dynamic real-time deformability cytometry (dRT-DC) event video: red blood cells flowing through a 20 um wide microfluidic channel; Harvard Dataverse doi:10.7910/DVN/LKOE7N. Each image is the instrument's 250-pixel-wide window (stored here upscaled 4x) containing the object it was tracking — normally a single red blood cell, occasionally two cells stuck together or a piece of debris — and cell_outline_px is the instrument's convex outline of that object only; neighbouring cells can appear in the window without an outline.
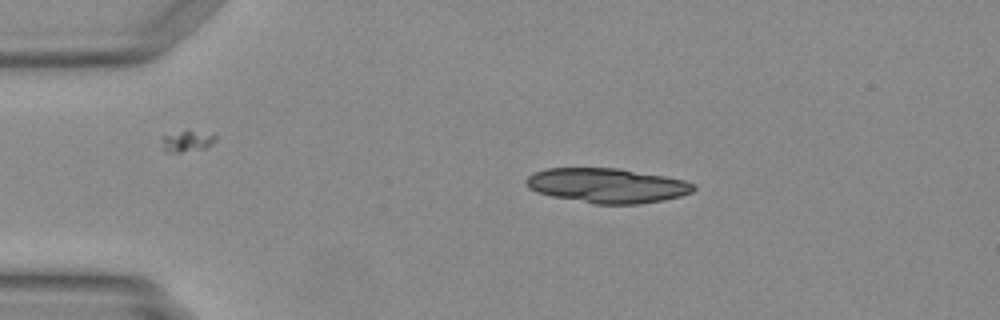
{"species": "Egyptian fruit bat (a non-hibernating species)", "species_latin": "Rousettus aegyptiacus", "temperature_condition": "warm", "stored_images_in_passage": 39, "camera_frame_rate_fps": 3000, "um_per_image_px": 0.085, "animal": {"sex": "female"}, "frame": {"image": 1, "passage_image": 1, "time_ms": 0.0, "image_size_px": [1000, 320], "cell_outline_px": [[696, 188], [692, 192], [680, 196], [640, 204], [596, 204], [552, 196], [536, 192], [528, 188], [524, 180], [532, 172], [544, 168], [616, 168], [664, 176], [684, 180], [696, 184]], "centroid_in_image_um": [51.56, 15.76], "position_along_channel_um": 33.4, "area_um2": 33.81}}